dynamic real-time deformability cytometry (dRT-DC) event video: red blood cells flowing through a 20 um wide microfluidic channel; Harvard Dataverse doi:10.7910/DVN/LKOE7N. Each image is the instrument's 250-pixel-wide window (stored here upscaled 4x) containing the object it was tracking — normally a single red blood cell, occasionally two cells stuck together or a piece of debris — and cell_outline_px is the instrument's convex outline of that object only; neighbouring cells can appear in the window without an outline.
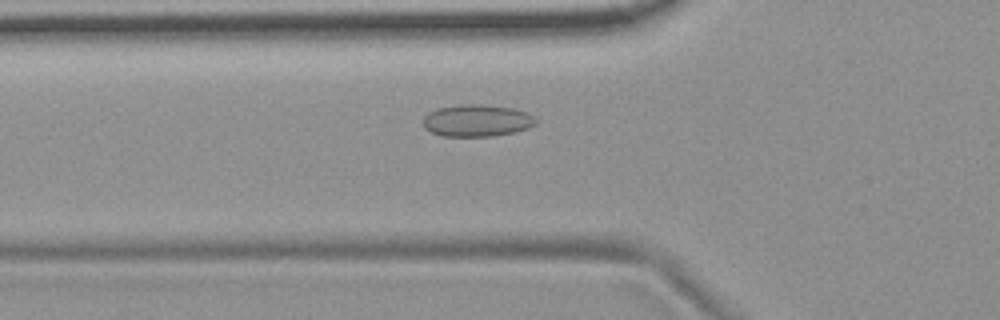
{"species": "common noctule bat (a hibernating species)", "species_latin": "Nyctalus noctula", "temperature_condition": "room temperature", "stored_images_in_passage": 41, "camera_frame_rate_fps": 3000, "um_per_image_px": 0.085, "animal": {"sex": "female", "body_mass_g": 19.9}, "frame": {"image": 1, "passage_image": 6, "time_ms": 1.667, "image_size_px": [1000, 320], "cell_outline_px": [[536, 124], [528, 128], [516, 132], [492, 136], [440, 136], [424, 128], [424, 116], [428, 112], [436, 108], [460, 104], [484, 104], [512, 108], [524, 112], [532, 116], [536, 120]], "centroid_in_image_um": [40.51, 10.24], "position_along_channel_um": 85.3, "area_um2": 21.1}}
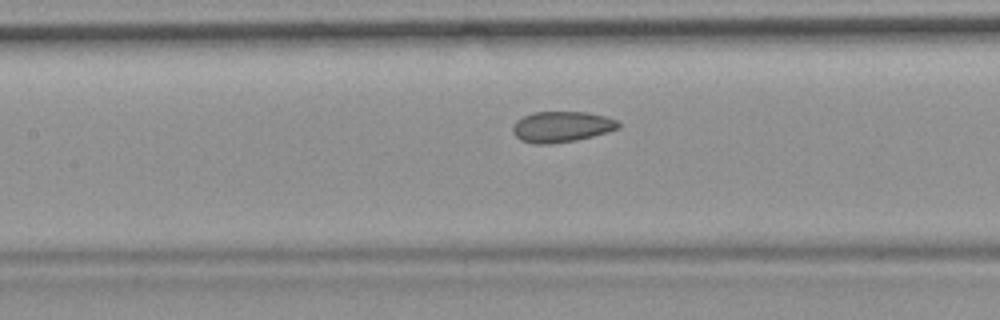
{"frame": {"image": 2, "passage_image": 12, "time_ms": 3.667, "image_size_px": [1000, 320], "cell_outline_px": [[620, 128], [608, 132], [576, 140], [552, 144], [536, 144], [520, 140], [512, 132], [512, 128], [516, 120], [532, 112], [588, 112], [604, 116], [616, 120], [620, 124]], "centroid_in_image_um": [47.72, 10.77], "position_along_channel_um": 159.7, "area_um2": 19.02}}
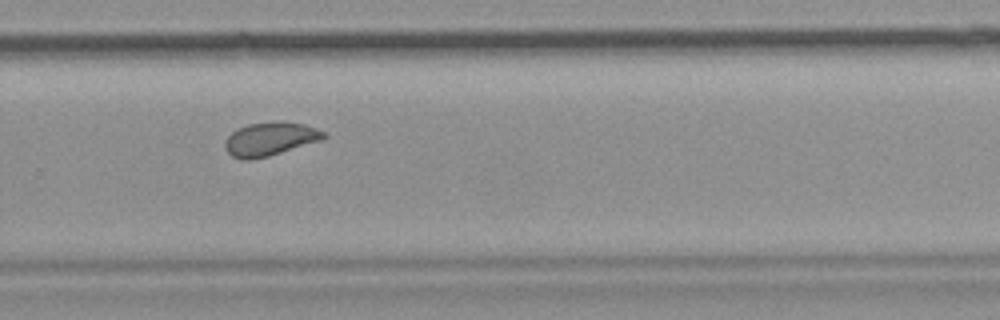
{"frame": {"image": 3, "passage_image": 24, "time_ms": 7.667, "image_size_px": [1000, 320], "cell_outline_px": [[328, 136], [320, 140], [268, 156], [252, 160], [240, 160], [232, 156], [224, 148], [224, 140], [236, 128], [248, 124], [280, 120], [284, 120], [304, 124], [316, 128], [324, 132]], "centroid_in_image_um": [22.91, 11.8], "position_along_channel_um": 306.9, "area_um2": 19.48}, "authors_computed_cell_mechanics": {"area_um2": 19.363, "velocity_mm_per_s": 3.6997, "shape_relaxation_time_tau1_ms": null, "shape_relaxation_time_tau2_ms": 1.2706, "deformation_change_tau1": null, "deformation_change_tau2": 0.068}}